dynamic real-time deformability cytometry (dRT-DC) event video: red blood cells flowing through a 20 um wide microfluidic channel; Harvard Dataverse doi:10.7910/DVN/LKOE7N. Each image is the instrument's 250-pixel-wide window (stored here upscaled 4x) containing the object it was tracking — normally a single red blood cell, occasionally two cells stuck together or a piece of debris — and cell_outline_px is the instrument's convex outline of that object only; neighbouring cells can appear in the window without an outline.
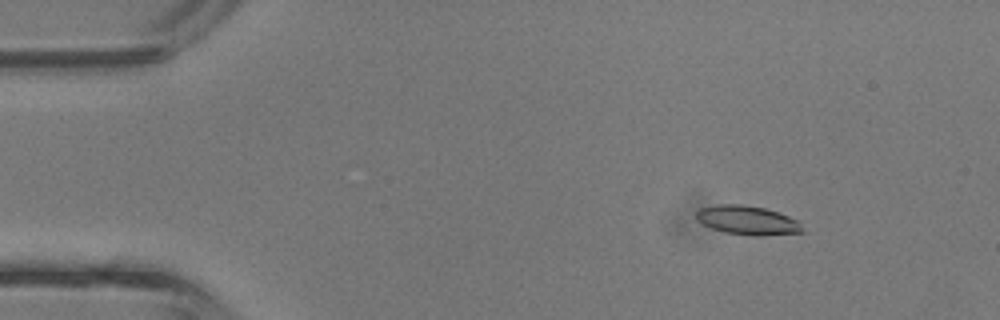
{"species": "common noctule bat (a hibernating species)", "species_latin": "Nyctalus noctula", "temperature_condition": "room temperature", "stored_images_in_passage": 4, "camera_frame_rate_fps": 3000, "um_per_image_px": 0.085, "animal": {"sex": "male", "body_mass_g": 13.3}, "frame": {"image": 1, "passage_image": 2, "time_ms": 0.333, "image_size_px": [1000, 320], "cell_outline_px": [[804, 232], [760, 236], [752, 236], [724, 232], [712, 228], [696, 220], [696, 212], [700, 208], [720, 204], [740, 204], [764, 208], [800, 220]], "centroid_in_image_um": [63.55, 18.73], "position_along_channel_um": 21.5, "area_um2": 17.98}}
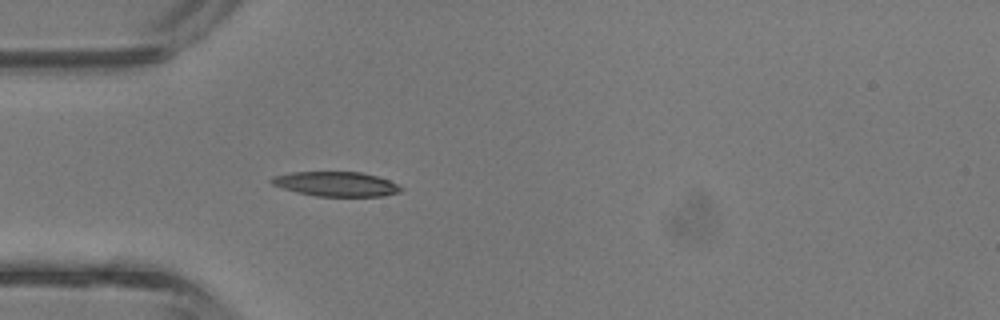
{"frame": {"image": 2, "passage_image": 4, "time_ms": 1.0, "image_size_px": [1000, 320], "cell_outline_px": [[404, 188], [400, 192], [380, 196], [316, 196], [296, 192], [272, 184], [268, 180], [272, 176], [292, 172], [360, 172], [376, 176], [388, 180]], "centroid_in_image_um": [28.53, 15.64], "position_along_channel_um": 56.5, "area_um2": 18.44}}